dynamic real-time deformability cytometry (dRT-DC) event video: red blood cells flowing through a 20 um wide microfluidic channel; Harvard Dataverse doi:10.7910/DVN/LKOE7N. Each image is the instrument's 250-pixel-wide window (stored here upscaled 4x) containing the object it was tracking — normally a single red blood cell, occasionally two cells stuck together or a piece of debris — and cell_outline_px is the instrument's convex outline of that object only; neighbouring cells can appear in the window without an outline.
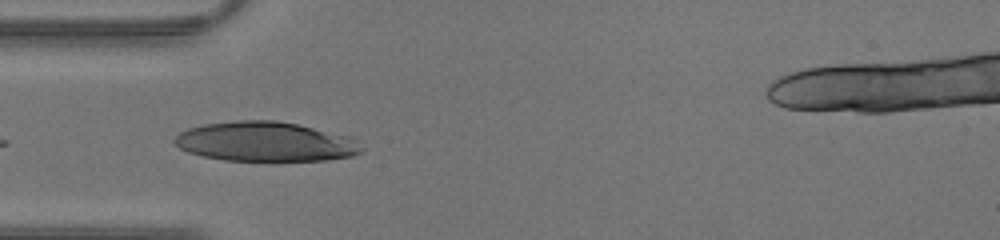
{"species": "human", "species_latin": "Homo sapiens", "temperature_condition": "warm", "stored_images_in_passage": 3, "camera_frame_rate_fps": 3000, "um_per_image_px": 0.085, "donor": {"sex": "male"}, "frame": {"image": 1, "passage_image": 1, "time_ms": 0.0, "image_size_px": [1000, 240], "cell_outline_px": [[364, 152], [352, 156], [328, 160], [272, 164], [224, 160], [204, 156], [188, 152], [180, 148], [172, 140], [180, 132], [188, 128], [204, 124], [236, 120], [276, 120], [296, 124], [348, 136], [364, 148]], "centroid_in_image_um": [22.57, 12.09], "position_along_channel_um": 62.4, "area_um2": 44.39}}